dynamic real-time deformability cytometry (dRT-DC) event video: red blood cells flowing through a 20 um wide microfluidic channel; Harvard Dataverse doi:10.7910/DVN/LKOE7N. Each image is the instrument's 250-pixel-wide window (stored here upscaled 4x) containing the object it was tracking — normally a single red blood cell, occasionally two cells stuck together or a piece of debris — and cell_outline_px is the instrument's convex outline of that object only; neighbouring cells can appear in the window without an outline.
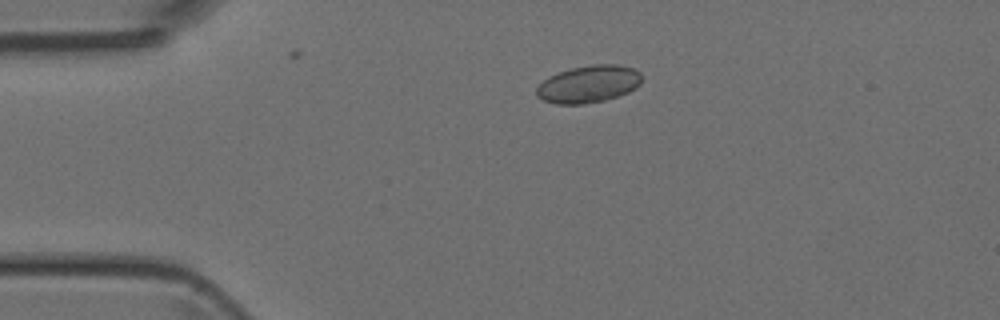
{"species": "Egyptian fruit bat (a non-hibernating species)", "species_latin": "Rousettus aegyptiacus", "temperature_condition": "room temperature", "stored_images_in_passage": 2, "camera_frame_rate_fps": 3000, "um_per_image_px": 0.085, "animal": {"sex": "female"}, "frame": {"image": 1, "passage_image": 1, "time_ms": 0.0, "image_size_px": [1000, 320], "cell_outline_px": [[640, 84], [636, 88], [628, 92], [604, 100], [584, 104], [556, 104], [544, 100], [536, 96], [536, 88], [548, 76], [572, 68], [592, 64], [616, 64], [636, 68], [640, 72]], "centroid_in_image_um": [50.03, 7.14], "position_along_channel_um": 35.0, "area_um2": 22.83}}